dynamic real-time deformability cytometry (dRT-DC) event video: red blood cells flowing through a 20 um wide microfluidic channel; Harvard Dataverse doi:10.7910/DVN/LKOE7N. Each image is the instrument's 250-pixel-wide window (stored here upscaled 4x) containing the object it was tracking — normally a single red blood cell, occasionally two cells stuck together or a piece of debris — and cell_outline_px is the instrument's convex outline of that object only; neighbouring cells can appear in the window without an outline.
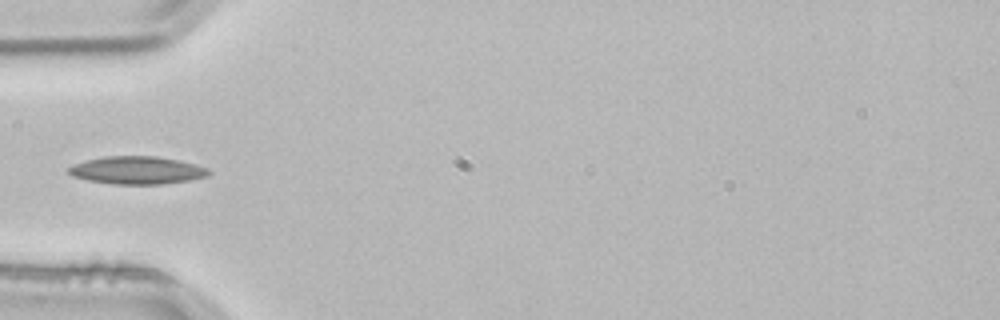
{"species": "common noctule bat (a hibernating species)", "species_latin": "Nyctalus noctula", "temperature_condition": "room temperature", "stored_images_in_passage": 2, "camera_frame_rate_fps": 3000, "um_per_image_px": 0.085, "animal": {"sex": "male", "body_mass_g": 21.5, "forearm_length_mm": 52.0}, "frame": {"image": 1, "passage_image": 2, "time_ms": 0.333, "image_size_px": [1000, 320], "cell_outline_px": [[212, 172], [208, 176], [188, 180], [160, 184], [112, 184], [88, 180], [72, 176], [68, 172], [68, 168], [72, 164], [104, 156], [156, 156], [176, 160], [208, 168]], "centroid_in_image_um": [11.62, 14.47], "position_along_channel_um": 73.4, "area_um2": 22.48}}